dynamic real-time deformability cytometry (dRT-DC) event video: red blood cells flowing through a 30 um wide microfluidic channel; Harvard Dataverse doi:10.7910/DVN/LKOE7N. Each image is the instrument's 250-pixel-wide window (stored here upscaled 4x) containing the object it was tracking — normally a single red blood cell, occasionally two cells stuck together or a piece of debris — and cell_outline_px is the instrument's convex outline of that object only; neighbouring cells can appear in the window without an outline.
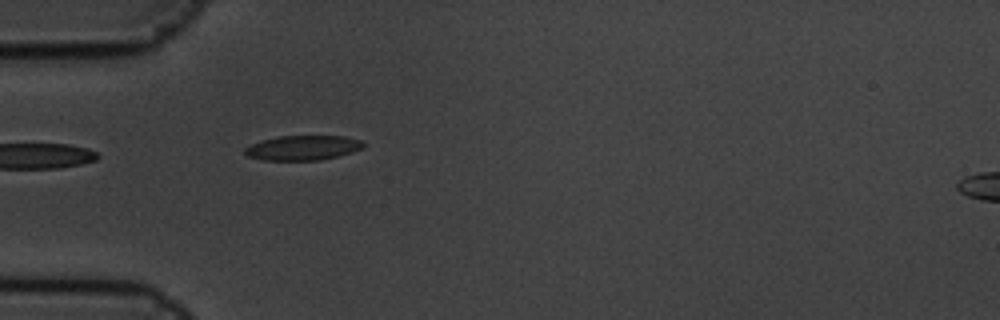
{"species": "common noctule bat (a hibernating species)", "species_latin": "Nyctalus noctula", "temperature_condition": "cold", "stored_images_in_passage": 3, "camera_frame_rate_fps": 3000, "um_per_image_px": 0.085, "animal": {"sex": "male", "body_mass_g": 19.5, "forearm_length_mm": 54.6}, "frame": {"image": 1, "passage_image": 3, "time_ms": 0.667, "image_size_px": [1000, 320], "cell_outline_px": [[364, 148], [340, 156], [320, 160], [264, 160], [248, 156], [244, 152], [244, 148], [252, 144], [276, 136], [344, 136], [364, 140]], "centroid_in_image_um": [25.8, 12.56], "position_along_channel_um": 59.2, "area_um2": 17.17}}